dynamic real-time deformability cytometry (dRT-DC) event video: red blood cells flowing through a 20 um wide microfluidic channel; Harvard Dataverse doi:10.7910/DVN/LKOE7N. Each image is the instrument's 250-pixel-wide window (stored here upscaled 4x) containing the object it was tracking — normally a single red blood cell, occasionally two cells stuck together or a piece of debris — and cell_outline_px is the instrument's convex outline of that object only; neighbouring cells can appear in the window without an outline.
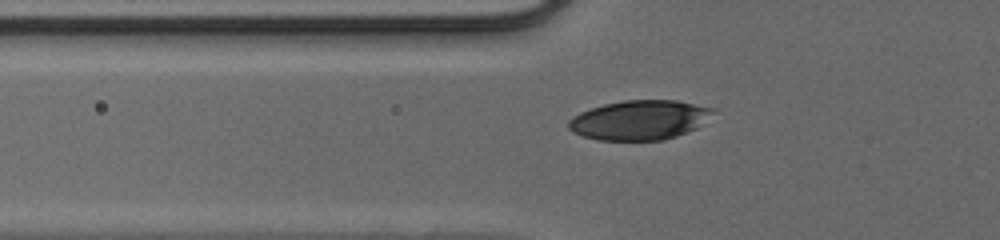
{"species": "human", "species_latin": "Homo sapiens", "temperature_condition": "cold", "stored_images_in_passage": 39, "camera_frame_rate_fps": 3000, "um_per_image_px": 0.085, "donor": {"sex": "male"}, "frame": {"image": 1, "passage_image": 8, "time_ms": 2.333, "image_size_px": [1000, 240], "cell_outline_px": [[716, 108], [704, 124], [696, 128], [676, 136], [664, 140], [600, 140], [584, 136], [572, 132], [568, 128], [568, 120], [572, 116], [580, 112], [604, 104], [624, 100], [676, 100]], "centroid_in_image_um": [54.37, 10.2], "position_along_channel_um": 71.4, "area_um2": 33.35}}
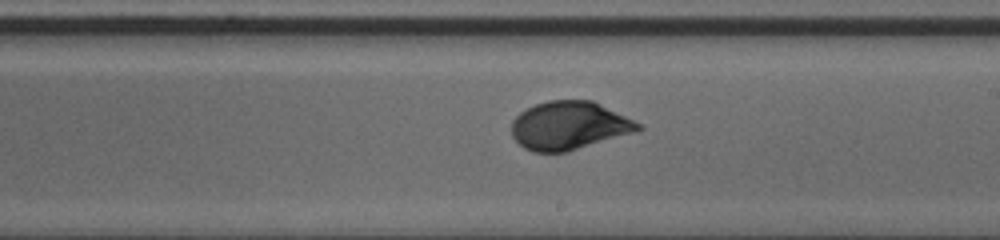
{"frame": {"image": 2, "passage_image": 20, "time_ms": 6.333, "image_size_px": [1000, 240], "cell_outline_px": [[644, 128], [632, 132], [568, 152], [532, 152], [524, 148], [512, 136], [512, 120], [520, 112], [536, 104], [548, 100], [592, 100], [640, 124]], "centroid_in_image_um": [48.32, 10.68], "position_along_channel_um": 240.7, "area_um2": 35.14}}
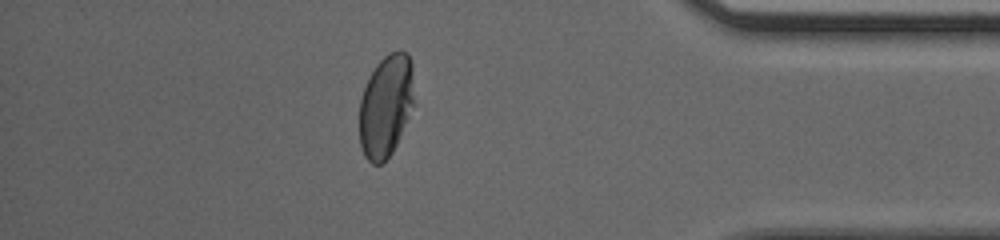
{"frame": {"image": 3, "passage_image": 33, "time_ms": 10.667, "image_size_px": [1000, 240], "cell_outline_px": [[412, 104], [396, 144], [392, 152], [380, 164], [372, 164], [364, 156], [360, 144], [360, 100], [364, 88], [376, 64], [388, 52], [400, 48], [408, 52], [412, 60]], "centroid_in_image_um": [32.78, 8.94], "position_along_channel_um": 402.4, "area_um2": 32.19}}